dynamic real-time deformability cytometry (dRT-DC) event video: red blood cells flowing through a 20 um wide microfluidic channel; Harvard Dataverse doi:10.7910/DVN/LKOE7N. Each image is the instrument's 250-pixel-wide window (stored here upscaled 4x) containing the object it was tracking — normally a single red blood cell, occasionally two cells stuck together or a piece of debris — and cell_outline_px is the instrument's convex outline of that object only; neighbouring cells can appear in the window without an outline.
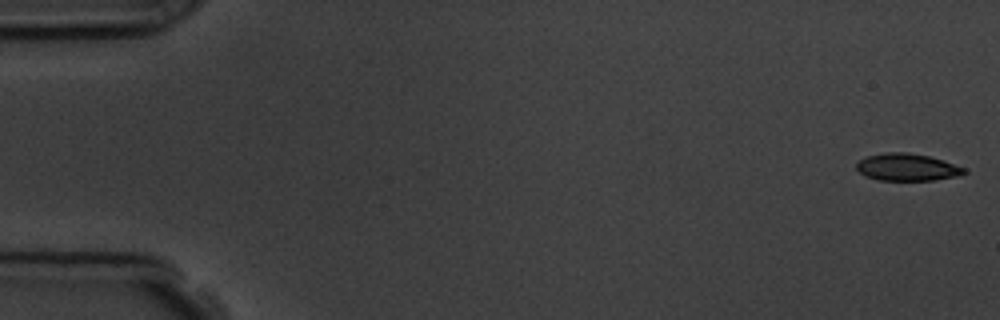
{"species": "common noctule bat (a hibernating species)", "species_latin": "Nyctalus noctula", "temperature_condition": "room temperature", "stored_images_in_passage": 6, "camera_frame_rate_fps": 3000, "um_per_image_px": 0.085, "animal": {"sex": "male", "body_mass_g": 19.5, "forearm_length_mm": 54.6}, "frame": {"image": 1, "passage_image": 1, "time_ms": 0.0, "image_size_px": [1000, 320], "cell_outline_px": [[968, 172], [960, 176], [936, 180], [876, 180], [864, 176], [856, 168], [856, 164], [860, 160], [868, 156], [888, 152], [908, 152], [928, 156], [968, 168]], "centroid_in_image_um": [77.15, 14.22], "position_along_channel_um": 7.9, "area_um2": 17.22}}
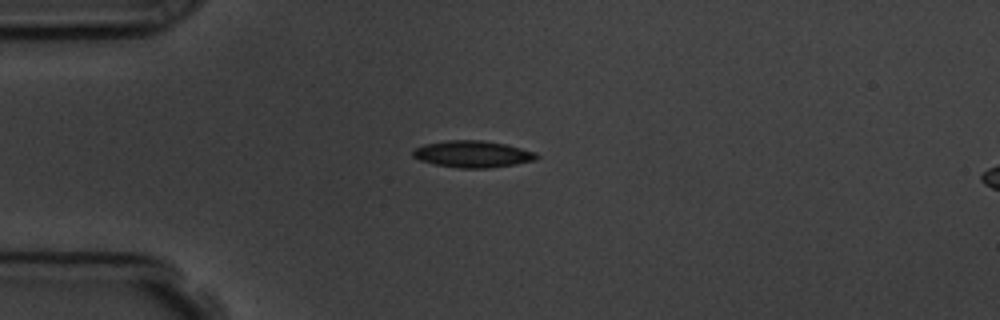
{"frame": {"image": 2, "passage_image": 4, "time_ms": 4.333, "image_size_px": [1000, 320], "cell_outline_px": [[540, 156], [536, 160], [516, 164], [488, 168], [460, 168], [436, 164], [420, 160], [412, 156], [412, 148], [424, 144], [448, 140], [484, 140], [504, 144], [536, 152]], "centroid_in_image_um": [40.17, 13.09], "position_along_channel_um": 44.8, "area_um2": 19.31}}
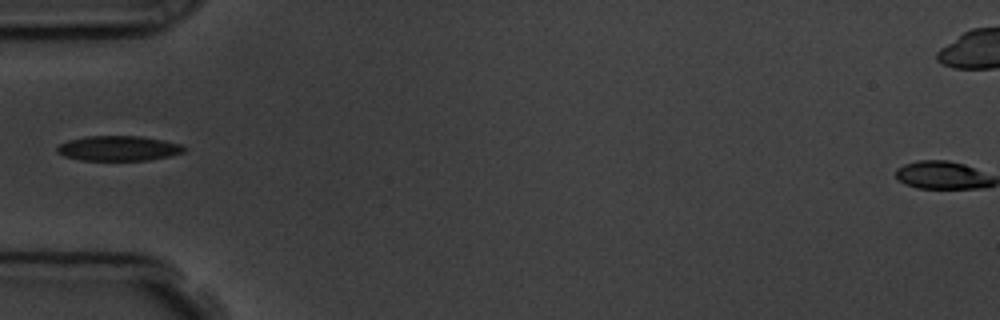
{"frame": {"image": 3, "passage_image": 5, "time_ms": 5.667, "image_size_px": [1000, 320], "cell_outline_px": [[188, 148], [184, 152], [168, 156], [148, 160], [80, 160], [64, 156], [56, 152], [56, 148], [60, 144], [68, 140], [84, 136], [144, 136], [164, 140], [180, 144]], "centroid_in_image_um": [10.07, 12.6], "position_along_channel_um": 74.9, "area_um2": 18.61}}